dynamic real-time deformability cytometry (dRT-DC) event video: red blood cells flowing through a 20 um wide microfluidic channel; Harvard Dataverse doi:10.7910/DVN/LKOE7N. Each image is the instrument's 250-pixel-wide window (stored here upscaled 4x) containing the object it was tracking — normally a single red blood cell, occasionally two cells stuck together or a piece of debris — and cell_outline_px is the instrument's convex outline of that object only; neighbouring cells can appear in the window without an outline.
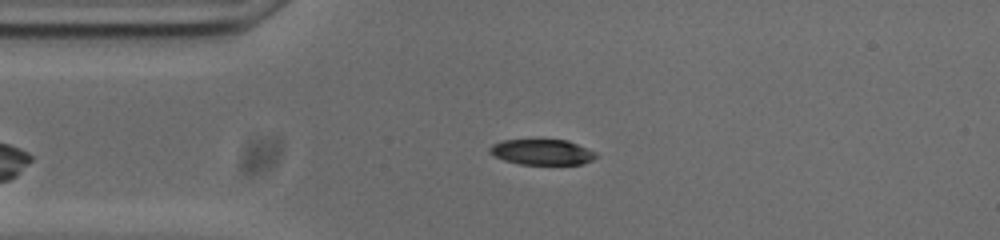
{"species": "common noctule bat (a hibernating species)", "species_latin": "Nyctalus noctula", "temperature_condition": "cold", "stored_images_in_passage": 44, "camera_frame_rate_fps": 3000, "um_per_image_px": 0.085, "animal": {"sex": "male", "body_mass_g": 20.0, "forearm_length_mm": 53.3}, "frame": {"image": 1, "passage_image": 2, "time_ms": 0.333, "image_size_px": [1000, 240], "cell_outline_px": [[596, 156], [592, 160], [580, 164], [520, 164], [504, 160], [492, 156], [488, 152], [488, 148], [492, 144], [504, 140], [568, 140], [596, 152]], "centroid_in_image_um": [46.02, 12.92], "position_along_channel_um": 39.0, "area_um2": 15.78}}
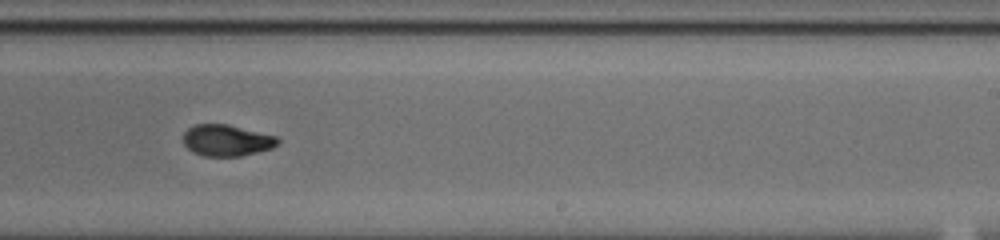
{"frame": {"image": 2, "passage_image": 22, "time_ms": 7.0, "image_size_px": [1000, 240], "cell_outline_px": [[280, 144], [272, 148], [240, 156], [204, 156], [192, 152], [184, 144], [184, 132], [188, 128], [196, 124], [228, 124], [276, 136], [280, 140]], "centroid_in_image_um": [19.28, 11.93], "position_along_channel_um": 269.7, "area_um2": 17.28}}
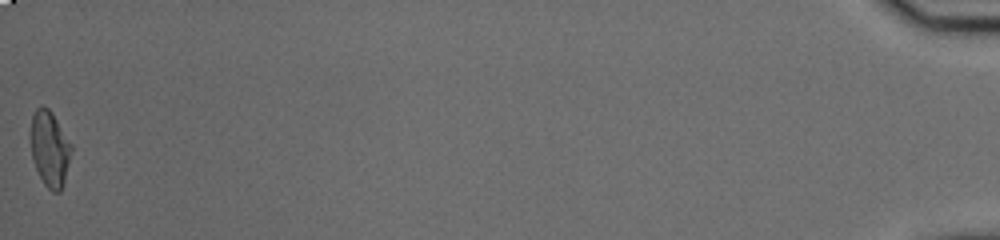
{"frame": {"image": 3, "passage_image": 44, "time_ms": 14.333, "image_size_px": [1000, 240], "cell_outline_px": [[72, 148], [64, 180], [60, 192], [52, 192], [44, 184], [36, 168], [32, 156], [32, 116], [36, 108], [40, 104], [44, 104], [52, 112], [72, 144]], "centroid_in_image_um": [4.24, 12.61], "position_along_channel_um": 431.0, "area_um2": 17.63}, "authors_computed_cell_mechanics": {"area_um2": 17.6868, "velocity_mm_per_s": 3.7389, "shape_relaxation_time_tau1_ms": 4.9417, "shape_relaxation_time_tau2_ms": 1.4212, "deformation_change_tau1": 0.1861, "deformation_change_tau2": 0.063}}